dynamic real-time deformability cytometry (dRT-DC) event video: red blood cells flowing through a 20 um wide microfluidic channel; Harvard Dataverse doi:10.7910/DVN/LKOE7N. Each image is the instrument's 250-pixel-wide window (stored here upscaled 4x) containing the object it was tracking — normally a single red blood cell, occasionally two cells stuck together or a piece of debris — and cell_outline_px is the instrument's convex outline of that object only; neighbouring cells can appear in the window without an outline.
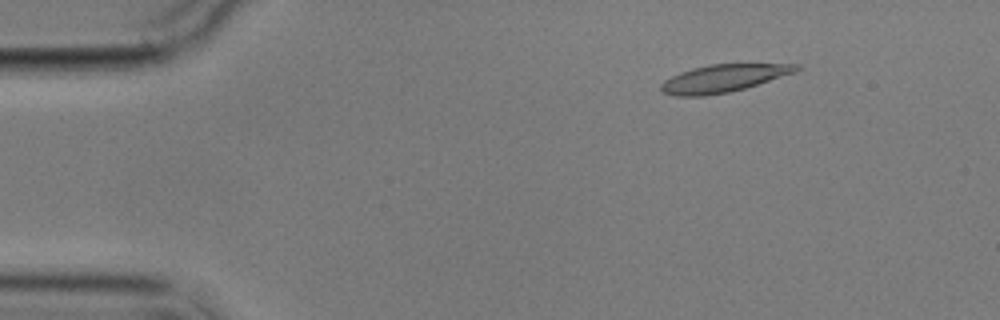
{"species": "common noctule bat (a hibernating species)", "species_latin": "Nyctalus noctula", "temperature_condition": "cold", "stored_images_in_passage": 4, "camera_frame_rate_fps": 3000, "um_per_image_px": 0.085, "animal": {"sex": "male", "body_mass_g": 17.9}, "frame": {"image": 1, "passage_image": 2, "time_ms": 1.333, "image_size_px": [1000, 320], "cell_outline_px": [[800, 68], [796, 72], [744, 88], [728, 92], [704, 96], [672, 96], [660, 92], [660, 84], [664, 80], [680, 72], [692, 68], [708, 64], [800, 64]], "centroid_in_image_um": [61.43, 6.66], "position_along_channel_um": 23.6, "area_um2": 21.73}}